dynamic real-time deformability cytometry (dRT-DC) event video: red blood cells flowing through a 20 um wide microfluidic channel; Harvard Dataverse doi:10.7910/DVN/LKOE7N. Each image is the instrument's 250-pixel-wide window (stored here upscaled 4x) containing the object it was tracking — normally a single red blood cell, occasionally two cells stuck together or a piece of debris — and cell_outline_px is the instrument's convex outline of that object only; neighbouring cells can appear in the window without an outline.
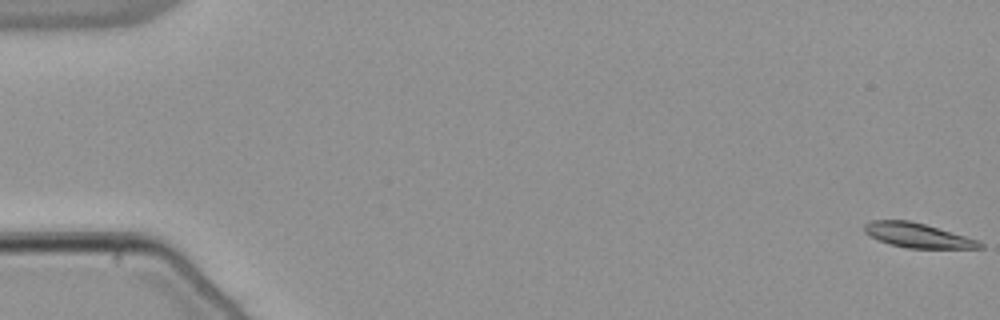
{"species": "common noctule bat (a hibernating species)", "species_latin": "Nyctalus noctula", "temperature_condition": "warm", "stored_images_in_passage": 55, "camera_frame_rate_fps": 3000, "um_per_image_px": 0.085, "animal": {"sex": "male", "body_mass_g": 21.5, "forearm_length_mm": 52.0}, "frame": {"image": 1, "passage_image": 1, "time_ms": 0.0, "image_size_px": [1000, 320], "cell_outline_px": [[984, 248], [908, 248], [888, 244], [864, 232], [864, 224], [872, 220], [908, 220], [924, 224], [980, 240], [984, 244]], "centroid_in_image_um": [78.03, 20.01], "position_along_channel_um": 7.0, "area_um2": 16.42}}
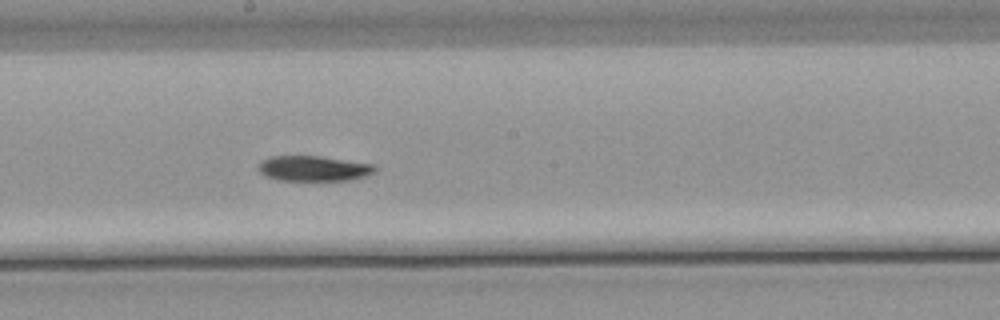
{"frame": {"image": 2, "passage_image": 31, "time_ms": 10.0, "image_size_px": [1000, 320], "cell_outline_px": [[376, 172], [368, 176], [352, 180], [276, 180], [264, 176], [256, 168], [256, 164], [260, 160], [268, 156], [320, 156], [372, 164], [376, 168]], "centroid_in_image_um": [26.6, 14.32], "position_along_channel_um": 221.6, "area_um2": 17.51}}
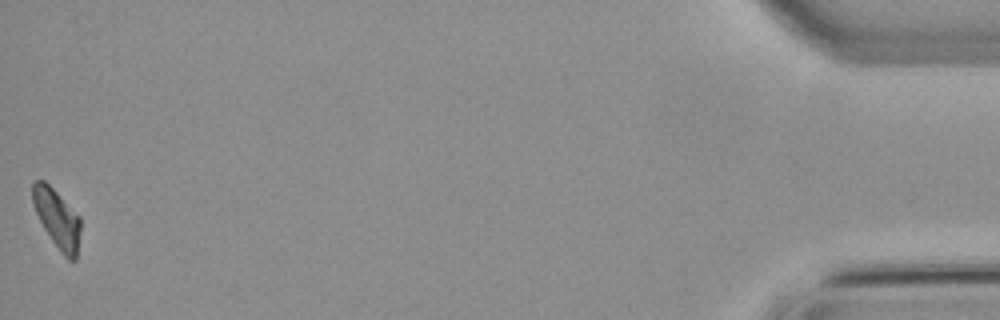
{"frame": {"image": 3, "passage_image": 55, "time_ms": 18.0, "image_size_px": [1000, 320], "cell_outline_px": [[80, 228], [76, 260], [68, 260], [60, 252], [44, 228], [32, 204], [32, 180], [44, 180], [80, 216]], "centroid_in_image_um": [4.84, 18.57], "position_along_channel_um": 430.4, "area_um2": 16.24}, "authors_computed_cell_mechanics": {"area_um2": 17.4556, "velocity_mm_per_s": 3.8258, "shape_relaxation_time_tau1_ms": 3.5825, "shape_relaxation_time_tau2_ms": null, "deformation_change_tau1": 0.157, "deformation_change_tau2": null}}